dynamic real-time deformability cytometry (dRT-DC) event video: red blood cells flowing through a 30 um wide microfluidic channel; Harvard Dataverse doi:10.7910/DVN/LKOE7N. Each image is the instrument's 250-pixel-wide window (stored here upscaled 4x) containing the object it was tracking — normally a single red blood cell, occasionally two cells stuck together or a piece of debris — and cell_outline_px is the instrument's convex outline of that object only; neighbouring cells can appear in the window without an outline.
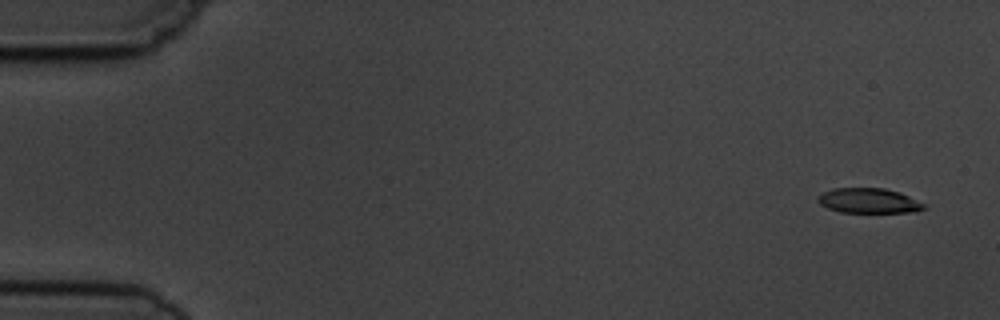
{"species": "common noctule bat (a hibernating species)", "species_latin": "Nyctalus noctula", "temperature_condition": "cold", "stored_images_in_passage": 4, "camera_frame_rate_fps": 3000, "um_per_image_px": 0.085, "animal": {"sex": "male", "body_mass_g": 19.5, "forearm_length_mm": 54.6}, "frame": {"image": 1, "passage_image": 1, "time_ms": 0.0, "image_size_px": [1000, 320], "cell_outline_px": [[924, 208], [916, 212], [840, 212], [828, 208], [820, 204], [816, 200], [816, 196], [832, 188], [884, 188], [900, 192], [924, 204]], "centroid_in_image_um": [73.79, 17.05], "position_along_channel_um": 11.2, "area_um2": 15.37}}